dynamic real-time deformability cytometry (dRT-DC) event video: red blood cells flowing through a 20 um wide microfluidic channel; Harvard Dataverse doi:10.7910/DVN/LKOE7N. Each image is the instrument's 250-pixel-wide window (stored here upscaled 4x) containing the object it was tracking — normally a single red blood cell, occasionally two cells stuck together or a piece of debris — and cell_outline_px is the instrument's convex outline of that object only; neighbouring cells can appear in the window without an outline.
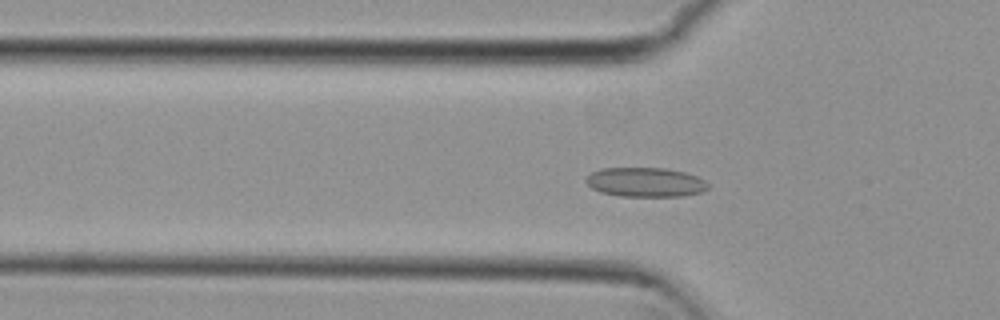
{"species": "common noctule bat (a hibernating species)", "species_latin": "Nyctalus noctula", "temperature_condition": "cold", "stored_images_in_passage": 42, "camera_frame_rate_fps": 3000, "um_per_image_px": 0.085, "animal": {"sex": "female", "body_mass_g": 29.2, "forearm_length_mm": 56.3}, "frame": {"image": 1, "passage_image": 18, "time_ms": 5.667, "image_size_px": [1000, 320], "cell_outline_px": [[708, 188], [700, 192], [684, 196], [620, 196], [600, 192], [592, 188], [584, 180], [592, 172], [600, 168], [664, 168], [684, 172], [696, 176], [704, 180], [708, 184]], "centroid_in_image_um": [54.84, 15.49], "position_along_channel_um": 71.0, "area_um2": 20.81}}
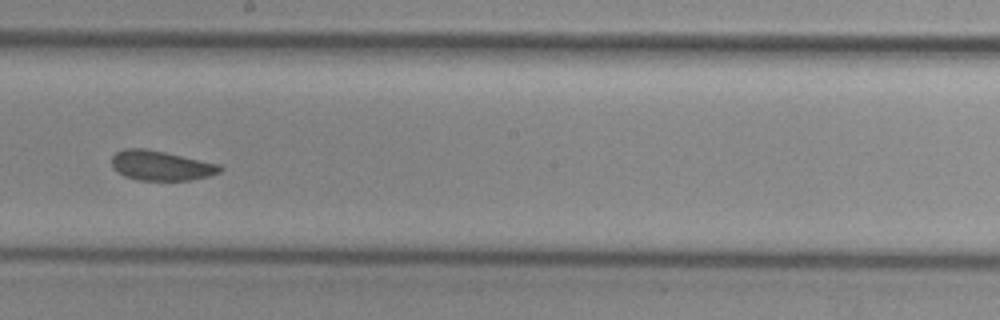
{"frame": {"image": 2, "passage_image": 31, "time_ms": 10.0, "image_size_px": [1000, 320], "cell_outline_px": [[224, 168], [220, 172], [208, 176], [188, 180], [136, 180], [124, 176], [112, 168], [112, 156], [116, 152], [124, 148], [144, 148], [164, 152], [220, 164]], "centroid_in_image_um": [13.66, 14.07], "position_along_channel_um": 234.5, "area_um2": 18.79}}
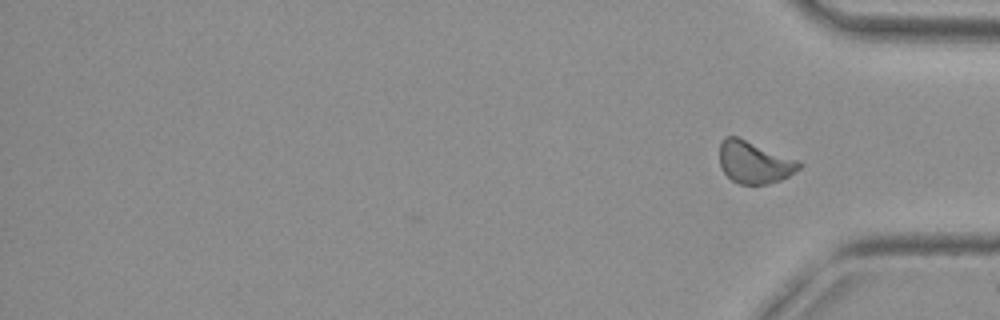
{"frame": {"image": 3, "passage_image": 42, "time_ms": 13.667, "image_size_px": [1000, 320], "cell_outline_px": [[804, 164], [800, 168], [788, 176], [780, 180], [768, 184], [740, 184], [732, 180], [720, 168], [720, 140], [724, 136], [736, 136], [800, 160]], "centroid_in_image_um": [64.12, 13.78], "position_along_channel_um": 371.1, "area_um2": 19.71}, "authors_computed_cell_mechanics": {"area_um2": 20.0277, "velocity_mm_per_s": 3.7759, "shape_relaxation_time_tau1_ms": null, "shape_relaxation_time_tau2_ms": 2.0901, "deformation_change_tau1": null, "deformation_change_tau2": 0.0434}}